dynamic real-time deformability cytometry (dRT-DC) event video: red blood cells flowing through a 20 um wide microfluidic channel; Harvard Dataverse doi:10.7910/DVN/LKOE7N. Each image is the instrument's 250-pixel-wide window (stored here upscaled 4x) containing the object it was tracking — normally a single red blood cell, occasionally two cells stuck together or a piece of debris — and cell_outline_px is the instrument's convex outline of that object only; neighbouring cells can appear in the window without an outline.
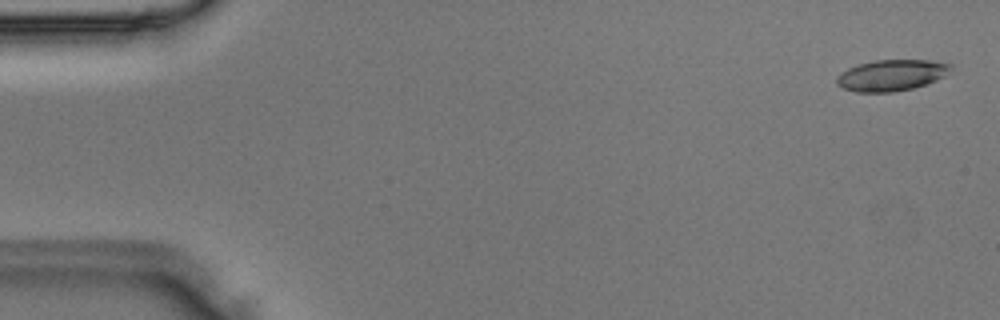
{"species": "Egyptian fruit bat (a non-hibernating species)", "species_latin": "Rousettus aegyptiacus", "temperature_condition": "room temperature", "stored_images_in_passage": 48, "camera_frame_rate_fps": 3000, "um_per_image_px": 0.085, "animal": {"sex": "male"}, "frame": {"image": 1, "passage_image": 2, "time_ms": 0.333, "image_size_px": [1000, 320], "cell_outline_px": [[952, 68], [944, 76], [936, 80], [912, 88], [892, 92], [856, 92], [844, 88], [836, 84], [836, 76], [840, 72], [856, 64], [876, 60], [928, 60], [952, 64]], "centroid_in_image_um": [75.73, 6.39], "position_along_channel_um": 9.3, "area_um2": 20.69}}
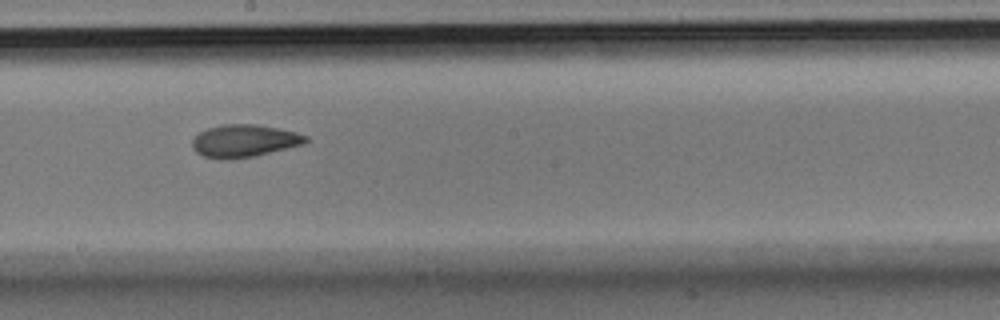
{"frame": {"image": 2, "passage_image": 27, "time_ms": 8.667, "image_size_px": [1000, 320], "cell_outline_px": [[308, 140], [304, 144], [256, 156], [204, 156], [196, 152], [192, 148], [192, 140], [200, 132], [208, 128], [220, 124], [256, 124], [296, 132], [308, 136]], "centroid_in_image_um": [20.81, 11.93], "position_along_channel_um": 227.4, "area_um2": 20.81}}
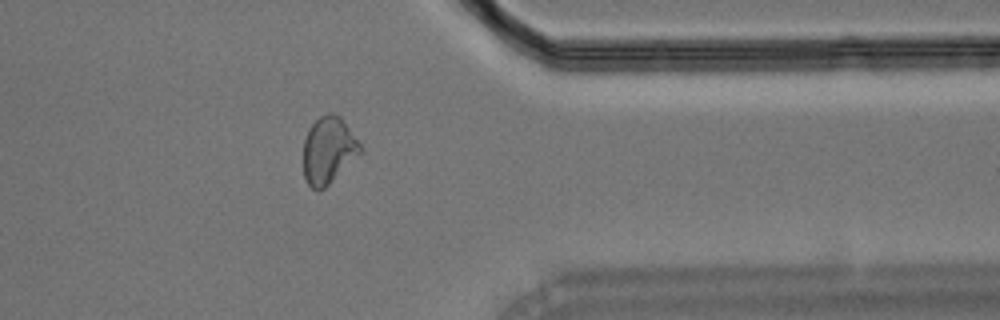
{"frame": {"image": 3, "passage_image": 39, "time_ms": 12.667, "image_size_px": [1000, 320], "cell_outline_px": [[364, 152], [320, 192], [316, 192], [308, 184], [304, 176], [304, 140], [308, 128], [320, 116], [328, 112], [332, 112], [340, 116], [364, 148]], "centroid_in_image_um": [27.94, 12.78], "position_along_channel_um": 383.5, "area_um2": 22.54}}